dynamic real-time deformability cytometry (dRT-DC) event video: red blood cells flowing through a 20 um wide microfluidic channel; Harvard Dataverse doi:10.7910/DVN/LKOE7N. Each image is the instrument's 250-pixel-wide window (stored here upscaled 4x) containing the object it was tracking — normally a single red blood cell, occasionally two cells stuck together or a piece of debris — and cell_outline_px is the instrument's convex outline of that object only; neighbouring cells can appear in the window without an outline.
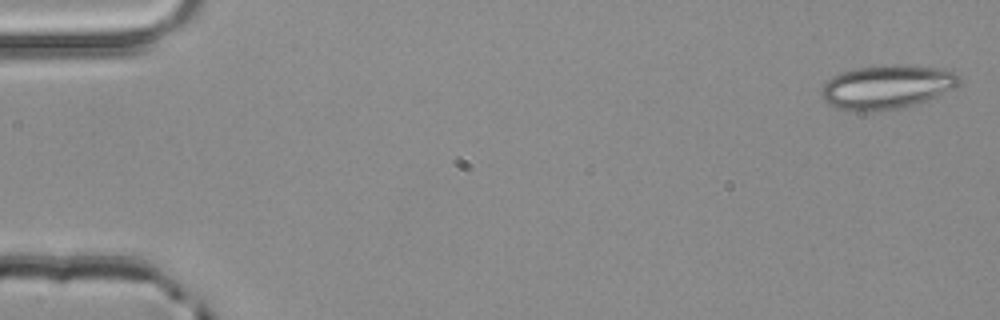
{"species": "common noctule bat (a hibernating species)", "species_latin": "Nyctalus noctula", "temperature_condition": "room temperature", "stored_images_in_passage": 4, "camera_frame_rate_fps": 3000, "um_per_image_px": 0.085, "animal": {"sex": "male", "body_mass_g": 20.4}, "frame": {"image": 1, "passage_image": 1, "time_ms": 0.0, "image_size_px": [1000, 320], "cell_outline_px": [[964, 76], [960, 84], [936, 96], [916, 104], [900, 108], [876, 112], [852, 112], [836, 108], [828, 104], [824, 100], [820, 92], [820, 88], [832, 76], [840, 72], [852, 68], [884, 64], [900, 64], [944, 68], [956, 72]], "centroid_in_image_um": [75.37, 7.38], "position_along_channel_um": 9.6, "area_um2": 36.24}}